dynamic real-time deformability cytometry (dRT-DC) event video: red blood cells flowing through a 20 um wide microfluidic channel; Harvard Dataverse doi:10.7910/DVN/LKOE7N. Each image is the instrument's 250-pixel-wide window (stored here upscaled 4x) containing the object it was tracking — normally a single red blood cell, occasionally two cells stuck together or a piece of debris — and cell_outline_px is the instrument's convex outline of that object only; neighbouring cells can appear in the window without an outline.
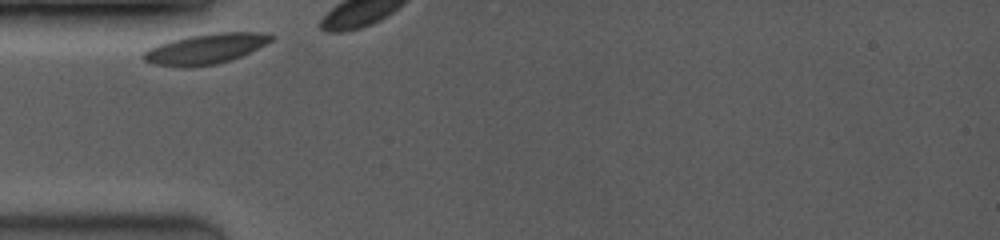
{"species": "common noctule bat (a hibernating species)", "species_latin": "Nyctalus noctula", "temperature_condition": "room temperature", "stored_images_in_passage": 10, "camera_frame_rate_fps": 3500, "um_per_image_px": 0.085, "animal": {"sex": "female", "body_mass_g": 19.0, "forearm_length_mm": 53.3}, "frame": {"image": 1, "passage_image": 1, "time_ms": 0.0, "image_size_px": [1000, 240], "cell_outline_px": [[276, 36], [272, 40], [232, 60], [216, 64], [188, 68], [180, 68], [152, 64], [144, 60], [140, 56], [148, 48], [172, 40], [188, 36], [212, 32], [268, 32]], "centroid_in_image_um": [17.44, 4.15], "position_along_channel_um": 67.6, "area_um2": 22.77}}